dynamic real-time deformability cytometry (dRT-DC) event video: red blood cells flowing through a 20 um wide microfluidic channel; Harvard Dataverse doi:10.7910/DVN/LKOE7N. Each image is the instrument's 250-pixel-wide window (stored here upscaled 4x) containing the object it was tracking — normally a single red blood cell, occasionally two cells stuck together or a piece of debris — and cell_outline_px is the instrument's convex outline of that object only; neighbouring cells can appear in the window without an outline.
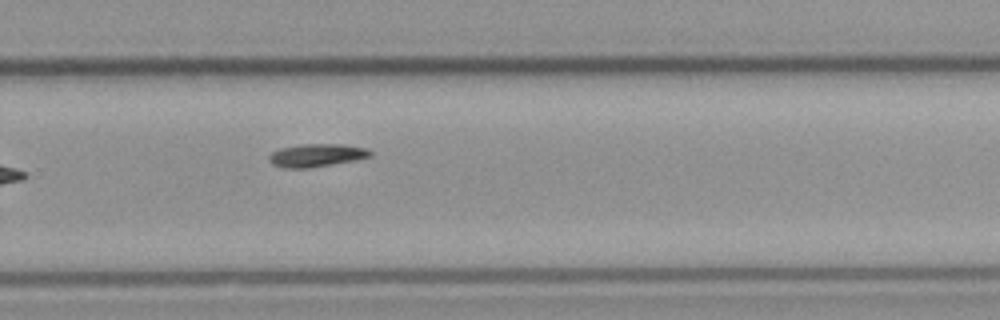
{"species": "common noctule bat (a hibernating species)", "species_latin": "Nyctalus noctula", "temperature_condition": "cold", "stored_images_in_passage": 11, "camera_frame_rate_fps": 3000, "um_per_image_px": 0.085, "animal": {"sex": "male", "body_mass_g": 23.1, "forearm_length_mm": 52.7}, "frame": {"image": 1, "passage_image": 11, "time_ms": 12.667, "image_size_px": [1000, 320], "cell_outline_px": [[372, 156], [356, 160], [312, 168], [284, 168], [272, 164], [268, 160], [268, 156], [272, 152], [280, 148], [304, 144], [344, 144], [368, 148], [372, 152]], "centroid_in_image_um": [26.93, 13.2], "position_along_channel_um": 302.9, "area_um2": 13.76}}